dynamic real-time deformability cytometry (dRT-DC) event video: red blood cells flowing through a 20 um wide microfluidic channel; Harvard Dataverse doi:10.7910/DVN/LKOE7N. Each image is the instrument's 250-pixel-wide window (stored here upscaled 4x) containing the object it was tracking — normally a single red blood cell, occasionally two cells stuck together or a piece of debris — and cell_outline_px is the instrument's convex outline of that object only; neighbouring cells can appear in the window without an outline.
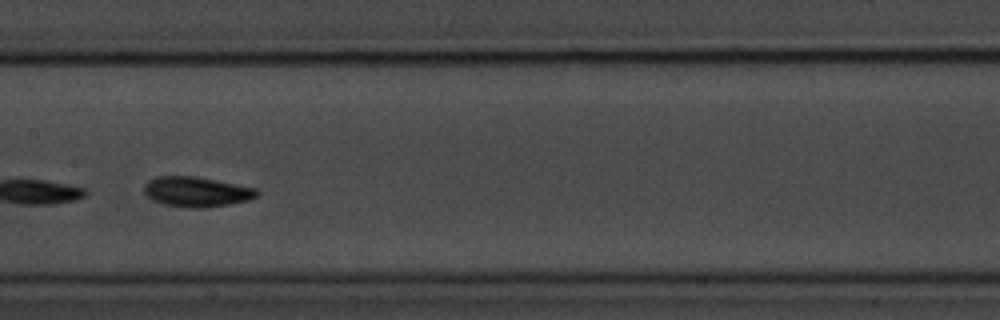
{"species": "common noctule bat (a hibernating species)", "species_latin": "Nyctalus noctula", "temperature_condition": "room temperature", "stored_images_in_passage": 14, "camera_frame_rate_fps": 3000, "um_per_image_px": 0.085, "animal": {"sex": "male", "body_mass_g": 20.1, "forearm_length_mm": 53.5}, "frame": {"image": 1, "passage_image": 7, "time_ms": 7.667, "image_size_px": [1000, 320], "cell_outline_px": [[260, 192], [256, 196], [248, 200], [232, 204], [204, 208], [192, 208], [164, 204], [152, 200], [144, 192], [144, 184], [148, 180], [156, 176], [196, 176], [256, 188]], "centroid_in_image_um": [16.7, 16.3], "position_along_channel_um": 190.7, "area_um2": 19.83}, "authors_computed_cell_mechanics": {"area_um2": 18.5827, "velocity_mm_per_s": 3.5908, "shape_relaxation_time_tau1_ms": 2.2091, "shape_relaxation_time_tau2_ms": null, "deformation_change_tau1": 0.0849, "deformation_change_tau2": null}}